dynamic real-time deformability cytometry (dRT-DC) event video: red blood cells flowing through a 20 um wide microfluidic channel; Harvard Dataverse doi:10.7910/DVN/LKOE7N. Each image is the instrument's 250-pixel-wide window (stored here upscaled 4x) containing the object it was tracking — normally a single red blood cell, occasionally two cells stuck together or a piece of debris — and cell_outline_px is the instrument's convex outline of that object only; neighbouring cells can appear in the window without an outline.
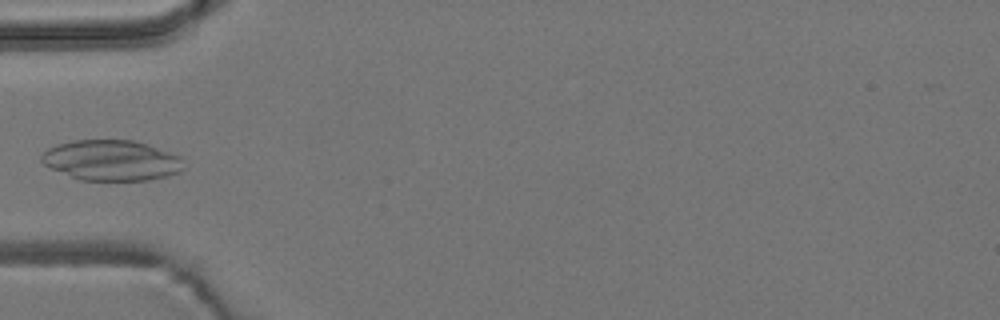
{"species": "common noctule bat (a hibernating species)", "species_latin": "Nyctalus noctula", "temperature_condition": "room temperature", "stored_images_in_passage": 4, "camera_frame_rate_fps": 3000, "um_per_image_px": 0.085, "animal": {"sex": "male", "body_mass_g": 19.2, "forearm_length_mm": 51.8}, "frame": {"image": 1, "passage_image": 4, "time_ms": 5.667, "image_size_px": [1000, 320], "cell_outline_px": [[184, 168], [180, 172], [168, 176], [148, 180], [80, 180], [52, 168], [44, 164], [40, 160], [40, 156], [48, 148], [56, 144], [72, 140], [132, 140], [180, 156]], "centroid_in_image_um": [9.45, 13.63], "position_along_channel_um": 75.5, "area_um2": 33.29}}